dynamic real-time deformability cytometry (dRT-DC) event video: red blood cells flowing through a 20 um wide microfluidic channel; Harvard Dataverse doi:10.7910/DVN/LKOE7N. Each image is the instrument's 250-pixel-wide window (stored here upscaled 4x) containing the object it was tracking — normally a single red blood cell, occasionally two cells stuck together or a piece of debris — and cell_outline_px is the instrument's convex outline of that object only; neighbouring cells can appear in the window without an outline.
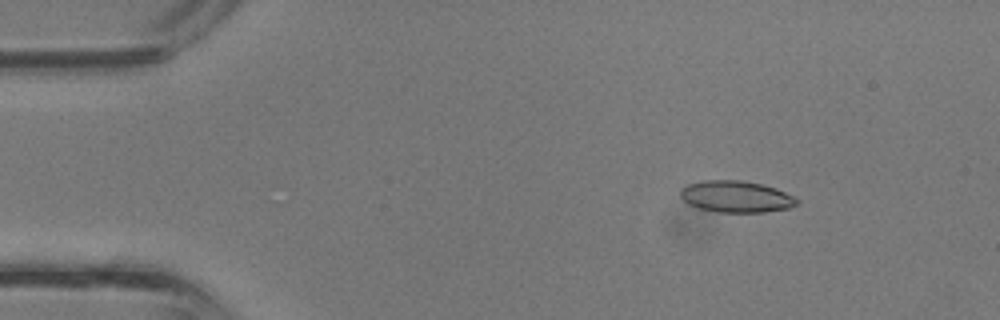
{"species": "common noctule bat (a hibernating species)", "species_latin": "Nyctalus noctula", "temperature_condition": "room temperature", "stored_images_in_passage": 36, "camera_frame_rate_fps": 3000, "um_per_image_px": 0.085, "animal": {"sex": "male", "body_mass_g": 13.3}, "frame": {"image": 1, "passage_image": 4, "time_ms": 1.0, "image_size_px": [1000, 320], "cell_outline_px": [[800, 204], [788, 208], [764, 212], [716, 212], [700, 208], [688, 204], [680, 196], [680, 188], [688, 184], [704, 180], [740, 180], [760, 184], [776, 188], [800, 200]], "centroid_in_image_um": [62.56, 16.71], "position_along_channel_um": 22.4, "area_um2": 21.44}}
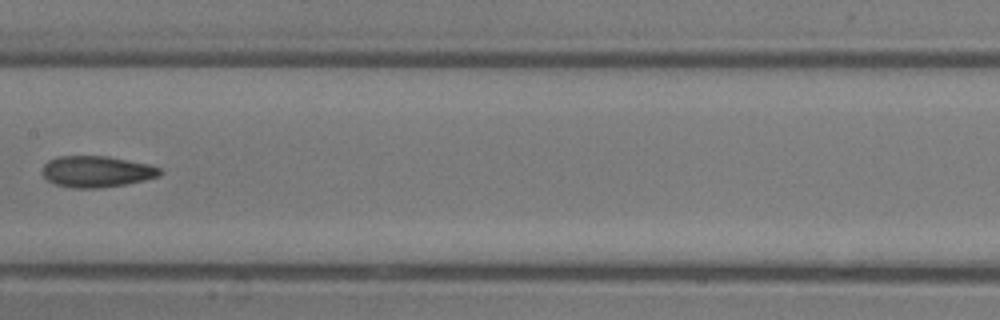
{"frame": {"image": 2, "passage_image": 18, "time_ms": 5.667, "image_size_px": [1000, 320], "cell_outline_px": [[164, 172], [160, 176], [144, 180], [124, 184], [100, 188], [72, 188], [56, 184], [48, 180], [40, 172], [44, 164], [48, 160], [60, 156], [108, 156], [148, 164], [160, 168]], "centroid_in_image_um": [8.21, 14.58], "position_along_channel_um": 199.2, "area_um2": 21.5}}
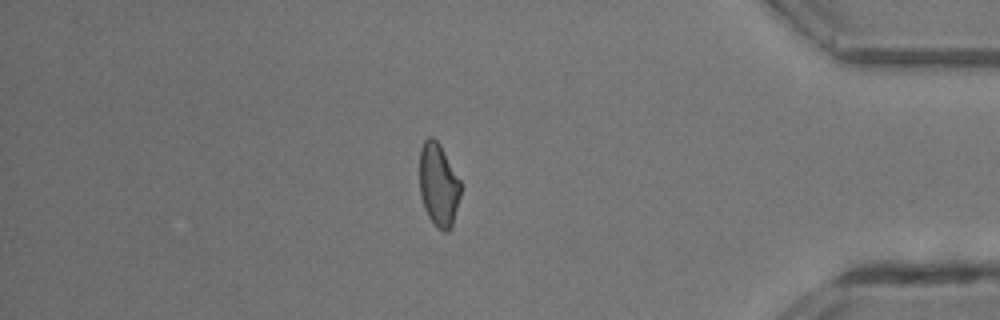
{"frame": {"image": 3, "passage_image": 31, "time_ms": 10.0, "image_size_px": [1000, 320], "cell_outline_px": [[460, 196], [452, 228], [448, 232], [444, 232], [436, 228], [428, 216], [424, 208], [420, 196], [420, 148], [424, 140], [428, 136], [432, 136], [440, 144], [460, 180]], "centroid_in_image_um": [37.27, 15.74], "position_along_channel_um": 397.9, "area_um2": 20.11}}